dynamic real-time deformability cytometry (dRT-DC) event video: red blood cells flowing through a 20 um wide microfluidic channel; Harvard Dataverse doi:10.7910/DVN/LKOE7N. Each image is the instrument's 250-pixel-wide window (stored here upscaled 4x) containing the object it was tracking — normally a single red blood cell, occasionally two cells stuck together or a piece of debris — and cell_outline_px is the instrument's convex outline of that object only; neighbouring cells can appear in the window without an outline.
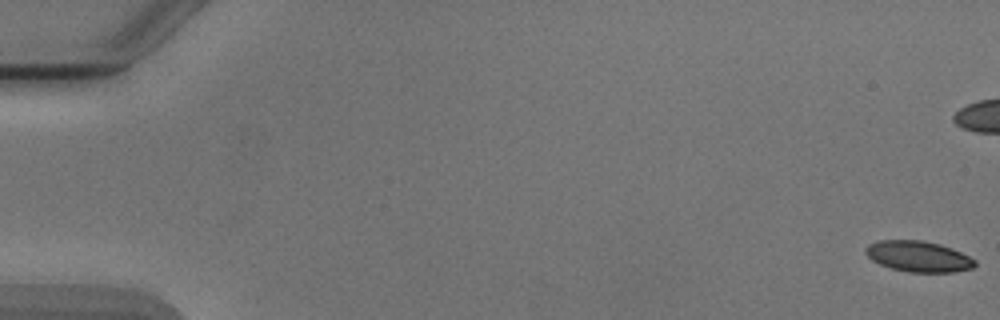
{"species": "Egyptian fruit bat (a non-hibernating species)", "species_latin": "Rousettus aegyptiacus", "temperature_condition": "cold", "stored_images_in_passage": 7, "camera_frame_rate_fps": 3000, "um_per_image_px": 0.085, "animal": {"sex": "male"}, "frame": {"image": 1, "passage_image": 1, "time_ms": 0.0, "image_size_px": [1000, 320], "cell_outline_px": [[976, 264], [972, 268], [952, 272], [908, 272], [892, 268], [880, 264], [872, 260], [864, 252], [864, 248], [868, 244], [880, 240], [920, 240], [940, 244], [952, 248], [976, 260]], "centroid_in_image_um": [78.04, 21.79], "position_along_channel_um": 7.0, "area_um2": 19.59}}